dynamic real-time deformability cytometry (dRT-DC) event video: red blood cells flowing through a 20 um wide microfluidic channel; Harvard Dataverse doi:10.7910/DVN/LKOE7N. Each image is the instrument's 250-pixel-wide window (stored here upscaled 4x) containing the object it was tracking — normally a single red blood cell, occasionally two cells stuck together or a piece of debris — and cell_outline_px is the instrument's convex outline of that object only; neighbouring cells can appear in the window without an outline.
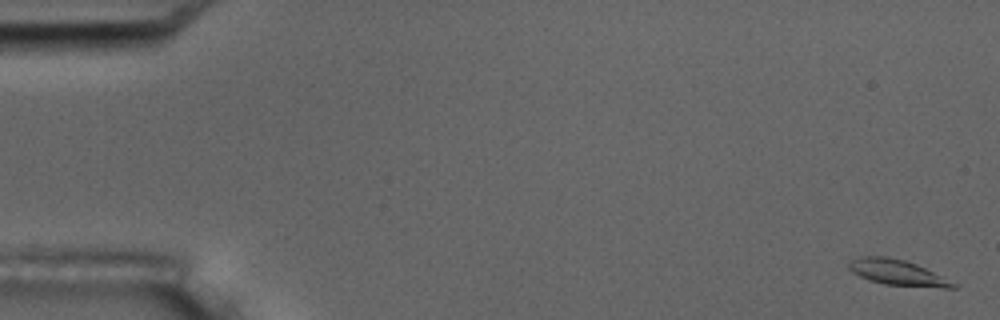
{"species": "common noctule bat (a hibernating species)", "species_latin": "Nyctalus noctula", "temperature_condition": "room temperature", "stored_images_in_passage": 3, "camera_frame_rate_fps": 3000, "um_per_image_px": 0.085, "animal": {"sex": "male", "body_mass_g": 17.5, "forearm_length_mm": 52.3}, "frame": {"image": 1, "passage_image": 1, "time_ms": 0.0, "image_size_px": [1000, 320], "cell_outline_px": [[960, 284], [956, 288], [944, 288], [884, 284], [868, 280], [852, 272], [848, 268], [848, 264], [852, 260], [860, 256], [884, 256], [904, 260], [916, 264]], "centroid_in_image_um": [76.31, 23.17], "position_along_channel_um": 8.7, "area_um2": 15.55}}